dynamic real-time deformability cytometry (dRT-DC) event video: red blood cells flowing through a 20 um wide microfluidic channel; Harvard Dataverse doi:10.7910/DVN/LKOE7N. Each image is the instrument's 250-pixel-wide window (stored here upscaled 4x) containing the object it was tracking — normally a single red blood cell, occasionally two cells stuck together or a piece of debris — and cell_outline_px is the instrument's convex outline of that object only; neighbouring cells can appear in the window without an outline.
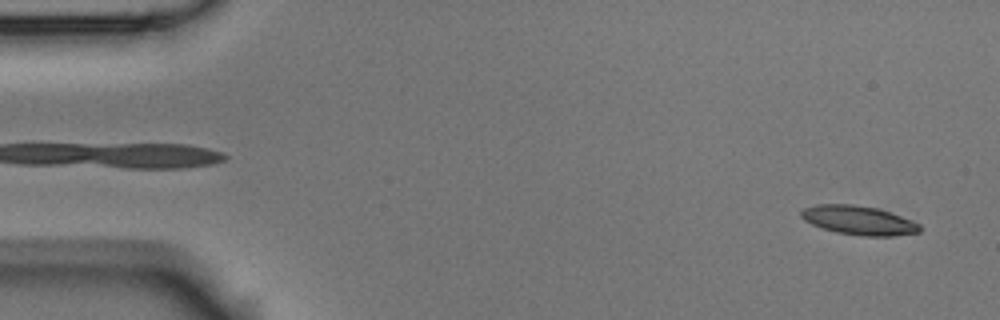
{"species": "Egyptian fruit bat (a non-hibernating species)", "species_latin": "Rousettus aegyptiacus", "temperature_condition": "room temperature", "stored_images_in_passage": 6, "camera_frame_rate_fps": 3000, "um_per_image_px": 0.085, "animal": {"sex": "male"}, "frame": {"image": 1, "passage_image": 6, "time_ms": 6.0, "image_size_px": [1000, 320], "cell_outline_px": [[920, 232], [892, 236], [864, 236], [836, 232], [812, 224], [804, 220], [800, 216], [800, 212], [804, 208], [816, 204], [852, 204], [876, 208], [900, 216], [920, 224]], "centroid_in_image_um": [72.96, 18.72], "position_along_channel_um": 12.0, "area_um2": 19.83}}